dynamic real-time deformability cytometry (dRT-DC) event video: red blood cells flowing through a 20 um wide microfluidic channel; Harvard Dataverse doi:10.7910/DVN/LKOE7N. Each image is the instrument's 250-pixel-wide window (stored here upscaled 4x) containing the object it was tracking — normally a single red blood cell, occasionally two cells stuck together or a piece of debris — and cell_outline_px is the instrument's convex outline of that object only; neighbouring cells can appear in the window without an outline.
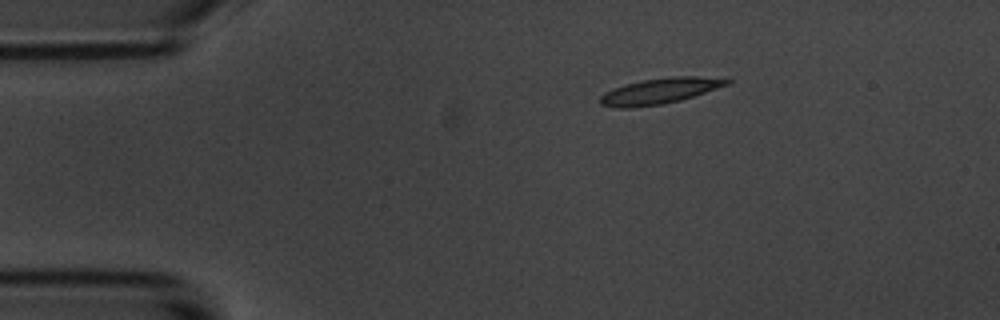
{"species": "common noctule bat (a hibernating species)", "species_latin": "Nyctalus noctula", "temperature_condition": "room temperature", "stored_images_in_passage": 40, "camera_frame_rate_fps": 3000, "um_per_image_px": 0.085, "animal": {"sex": "male", "body_mass_g": 20.1, "forearm_length_mm": 53.5}, "frame": {"image": 1, "passage_image": 1, "time_ms": 0.0, "image_size_px": [1000, 320], "cell_outline_px": [[732, 80], [728, 84], [680, 100], [660, 104], [632, 108], [620, 108], [600, 104], [600, 96], [604, 92], [612, 88], [624, 84], [644, 80], [672, 76], [696, 76]], "centroid_in_image_um": [56.0, 7.73], "position_along_channel_um": 29.0, "area_um2": 18.67}}
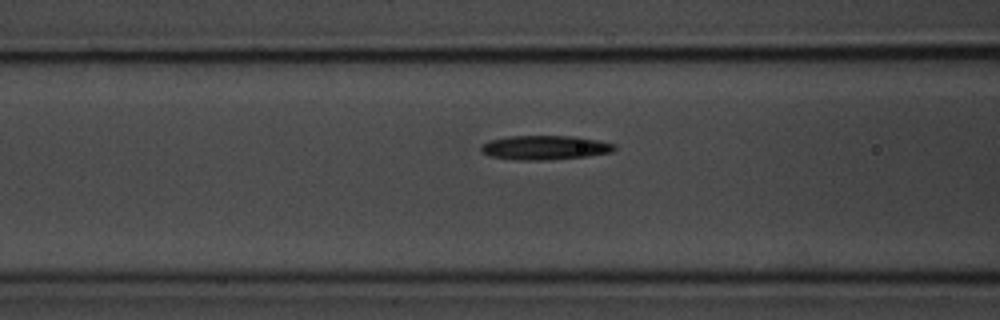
{"frame": {"image": 2, "passage_image": 13, "time_ms": 4.0, "image_size_px": [1000, 320], "cell_outline_px": [[616, 148], [612, 152], [584, 156], [544, 160], [512, 160], [488, 156], [480, 152], [480, 148], [488, 140], [508, 136], [576, 136], [616, 144]], "centroid_in_image_um": [46.25, 12.54], "position_along_channel_um": 120.3, "area_um2": 18.9}}
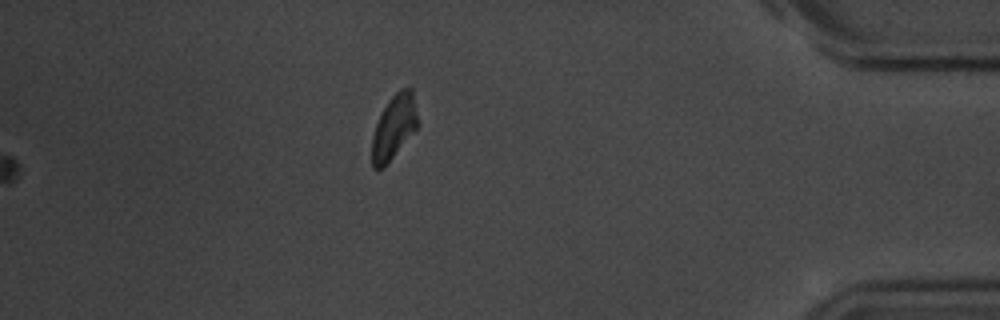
{"frame": {"image": 3, "passage_image": 40, "time_ms": 13.0, "image_size_px": [1000, 320], "cell_outline_px": [[420, 124], [384, 168], [372, 168], [372, 136], [376, 124], [388, 100], [400, 88], [412, 88]], "centroid_in_image_um": [33.51, 10.79], "position_along_channel_um": 401.7, "area_um2": 17.17}, "authors_computed_cell_mechanics": {"area_um2": 18.207, "velocity_mm_per_s": 3.593, "shape_relaxation_time_tau1_ms": 3.3598, "shape_relaxation_time_tau2_ms": 5.3624, "deformation_change_tau1": 0.1374, "deformation_change_tau2": 0.1294}}